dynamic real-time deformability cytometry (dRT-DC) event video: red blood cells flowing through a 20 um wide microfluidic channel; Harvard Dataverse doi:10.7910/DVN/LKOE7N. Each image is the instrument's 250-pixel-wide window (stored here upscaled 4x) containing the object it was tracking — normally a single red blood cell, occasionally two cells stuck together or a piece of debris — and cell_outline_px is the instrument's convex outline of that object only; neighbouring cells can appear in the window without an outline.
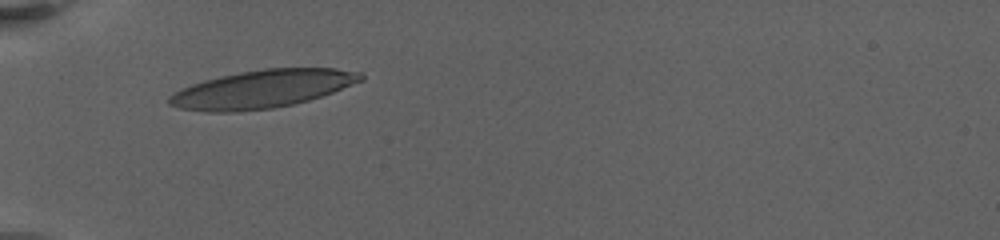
{"species": "human", "species_latin": "Homo sapiens", "temperature_condition": "warm", "stored_images_in_passage": 60, "camera_frame_rate_fps": 3000, "um_per_image_px": 0.085, "donor": {"sex": "female"}, "frame": {"image": 1, "passage_image": 1, "time_ms": 0.0, "image_size_px": [1000, 240], "cell_outline_px": [[364, 80], [332, 92], [308, 100], [292, 104], [272, 108], [240, 112], [204, 112], [180, 108], [168, 104], [168, 96], [172, 92], [180, 88], [204, 80], [220, 76], [240, 72], [264, 68], [336, 68], [364, 72]], "centroid_in_image_um": [22.27, 7.56], "position_along_channel_um": 62.7, "area_um2": 42.6}}
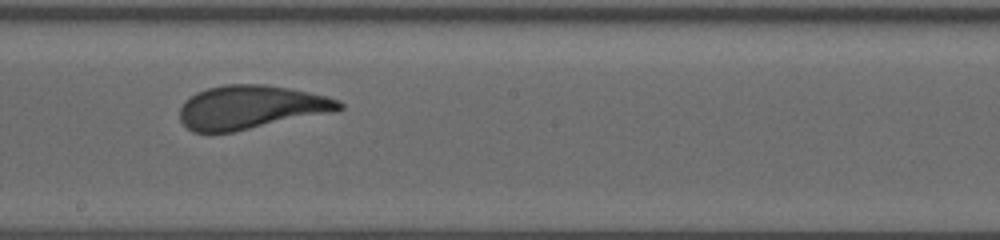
{"frame": {"image": 2, "passage_image": 34, "time_ms": 5.667, "image_size_px": [1000, 240], "cell_outline_px": [[344, 108], [328, 112], [232, 132], [192, 132], [180, 120], [180, 108], [184, 100], [196, 92], [208, 88], [224, 84], [264, 84], [288, 88], [328, 96], [340, 100], [344, 104]], "centroid_in_image_um": [21.28, 9.1], "position_along_channel_um": 226.9, "area_um2": 40.11}}
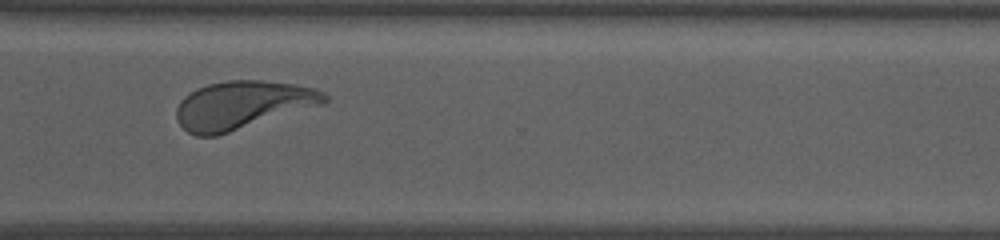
{"frame": {"image": 3, "passage_image": 59, "time_ms": 9.667, "image_size_px": [1000, 240], "cell_outline_px": [[328, 100], [320, 104], [216, 136], [196, 136], [188, 132], [176, 120], [176, 108], [180, 100], [184, 96], [196, 88], [208, 84], [228, 80], [260, 80], [296, 84], [316, 88], [324, 92], [328, 96]], "centroid_in_image_um": [20.56, 8.91], "position_along_channel_um": 350.0, "area_um2": 41.1}}